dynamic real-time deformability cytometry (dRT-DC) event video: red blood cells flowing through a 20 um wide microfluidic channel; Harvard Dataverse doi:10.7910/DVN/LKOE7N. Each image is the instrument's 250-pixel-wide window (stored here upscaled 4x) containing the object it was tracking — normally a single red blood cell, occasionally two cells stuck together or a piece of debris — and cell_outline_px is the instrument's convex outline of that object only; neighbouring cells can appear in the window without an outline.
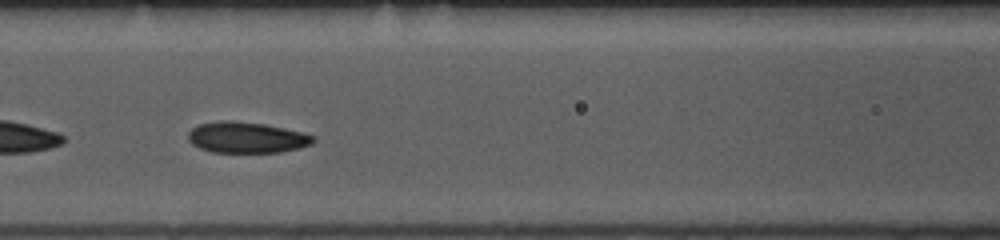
{"species": "common noctule bat (a hibernating species)", "species_latin": "Nyctalus noctula", "temperature_condition": "room temperature", "stored_images_in_passage": 35, "camera_frame_rate_fps": 3000, "um_per_image_px": 0.085, "animal": {"sex": "female", "body_mass_g": 10.0, "forearm_length_mm": 53.1}, "frame": {"image": 1, "passage_image": 15, "time_ms": 4.667, "image_size_px": [1000, 240], "cell_outline_px": [[316, 140], [312, 144], [300, 148], [280, 152], [212, 152], [200, 148], [192, 144], [188, 140], [188, 132], [192, 128], [200, 124], [220, 120], [232, 120], [264, 124], [304, 132], [316, 136]], "centroid_in_image_um": [20.99, 11.68], "position_along_channel_um": 145.6, "area_um2": 22.77}}
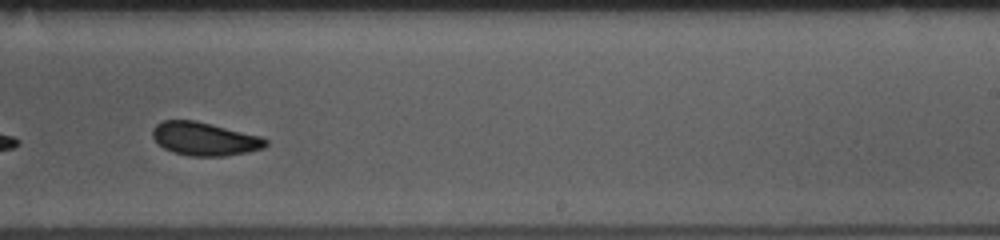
{"frame": {"image": 2, "passage_image": 25, "time_ms": 8.0, "image_size_px": [1000, 240], "cell_outline_px": [[268, 144], [264, 148], [248, 152], [224, 156], [188, 156], [172, 152], [164, 148], [152, 136], [152, 128], [156, 124], [164, 120], [196, 120], [260, 136], [268, 140]], "centroid_in_image_um": [17.39, 11.8], "position_along_channel_um": 271.6, "area_um2": 22.02}}
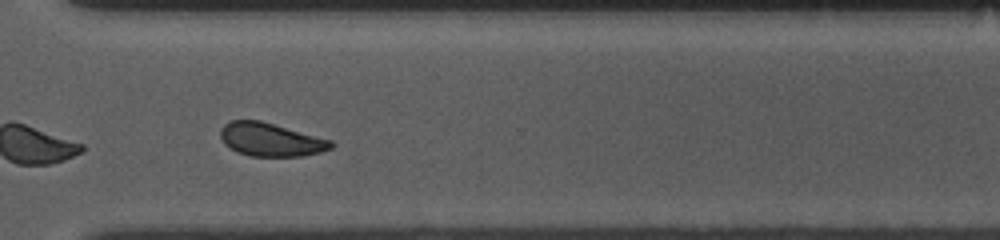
{"frame": {"image": 3, "passage_image": 31, "time_ms": 10.0, "image_size_px": [1000, 240], "cell_outline_px": [[336, 144], [332, 148], [320, 152], [304, 156], [252, 156], [236, 152], [224, 144], [220, 136], [220, 128], [224, 124], [232, 120], [260, 120], [332, 140]], "centroid_in_image_um": [23.01, 11.87], "position_along_channel_um": 347.6, "area_um2": 21.62}, "authors_computed_cell_mechanics": {"area_um2": 22.5998, "velocity_mm_per_s": 3.7867, "shape_relaxation_time_tau1_ms": 2.4406, "shape_relaxation_time_tau2_ms": 3.651, "deformation_change_tau1": 0.0936, "deformation_change_tau2": 0.0719}}